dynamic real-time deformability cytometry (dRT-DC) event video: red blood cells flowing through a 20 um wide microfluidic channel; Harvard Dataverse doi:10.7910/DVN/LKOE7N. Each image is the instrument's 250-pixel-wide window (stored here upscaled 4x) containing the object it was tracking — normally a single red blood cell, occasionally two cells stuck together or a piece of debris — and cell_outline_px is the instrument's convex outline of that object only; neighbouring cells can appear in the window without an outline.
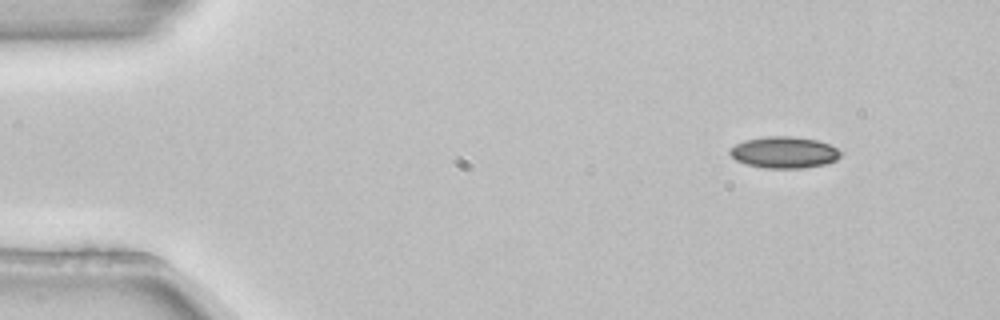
{"species": "common noctule bat (a hibernating species)", "species_latin": "Nyctalus noctula", "temperature_condition": "room temperature", "stored_images_in_passage": 3, "camera_frame_rate_fps": 3000, "um_per_image_px": 0.085, "animal": {"sex": "female", "body_mass_g": 22.7, "forearm_length_mm": 54.2}, "frame": {"image": 1, "passage_image": 1, "time_ms": 0.0, "image_size_px": [1000, 320], "cell_outline_px": [[840, 156], [836, 160], [824, 164], [804, 168], [764, 168], [744, 164], [736, 160], [728, 152], [736, 144], [744, 140], [764, 136], [792, 136], [816, 140], [828, 144], [836, 148], [840, 152]], "centroid_in_image_um": [66.62, 12.95], "position_along_channel_um": 18.4, "area_um2": 20.29}}